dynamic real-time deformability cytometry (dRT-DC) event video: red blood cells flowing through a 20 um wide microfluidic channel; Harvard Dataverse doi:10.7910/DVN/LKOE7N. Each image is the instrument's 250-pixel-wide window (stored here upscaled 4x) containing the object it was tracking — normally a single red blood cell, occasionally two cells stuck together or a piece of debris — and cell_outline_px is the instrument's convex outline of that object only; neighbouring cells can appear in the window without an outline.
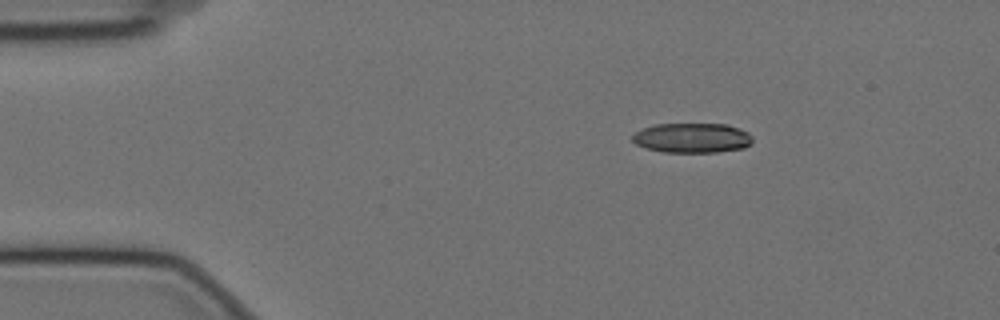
{"species": "Egyptian fruit bat (a non-hibernating species)", "species_latin": "Rousettus aegyptiacus", "temperature_condition": "cold", "stored_images_in_passage": 49, "camera_frame_rate_fps": 3000, "um_per_image_px": 0.085, "animal": {"sex": "female"}, "frame": {"image": 1, "passage_image": 1, "time_ms": 0.0, "image_size_px": [1000, 320], "cell_outline_px": [[752, 144], [744, 148], [716, 152], [664, 152], [648, 148], [636, 144], [632, 140], [632, 136], [636, 132], [644, 128], [656, 124], [728, 124], [740, 128], [748, 132], [752, 136]], "centroid_in_image_um": [58.88, 11.72], "position_along_channel_um": 26.1, "area_um2": 20.87}}
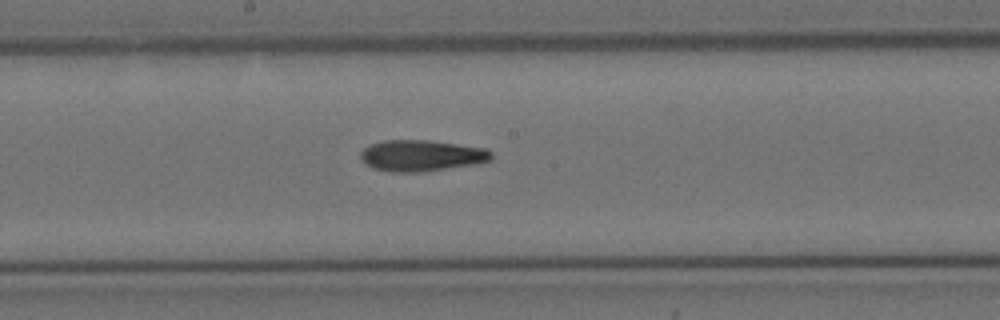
{"frame": {"image": 2, "passage_image": 22, "time_ms": 7.0, "image_size_px": [1000, 320], "cell_outline_px": [[492, 160], [480, 164], [424, 172], [392, 172], [372, 168], [360, 156], [360, 152], [364, 148], [372, 144], [384, 140], [424, 140], [488, 148], [492, 152]], "centroid_in_image_um": [35.89, 13.24], "position_along_channel_um": 212.3, "area_um2": 23.93}}
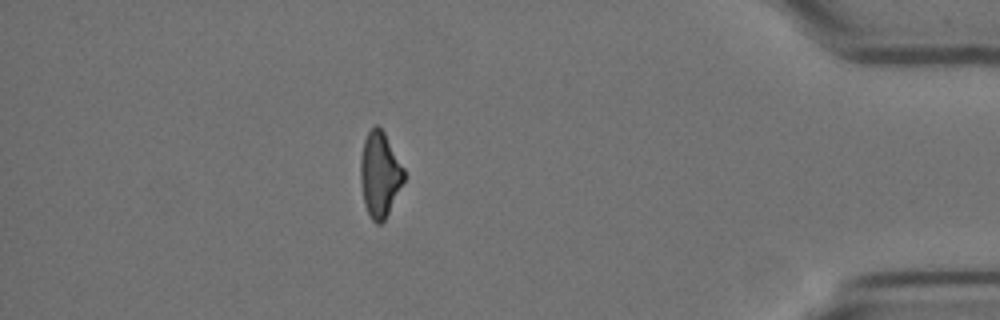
{"frame": {"image": 3, "passage_image": 42, "time_ms": 13.667, "image_size_px": [1000, 320], "cell_outline_px": [[404, 180], [384, 220], [380, 224], [376, 224], [372, 220], [364, 204], [360, 180], [360, 160], [364, 140], [368, 132], [376, 124], [384, 132], [404, 168]], "centroid_in_image_um": [32.26, 14.82], "position_along_channel_um": 402.9, "area_um2": 21.27}, "authors_computed_cell_mechanics": {"area_um2": 23.0622, "velocity_mm_per_s": 3.5268, "shape_relaxation_time_tau1_ms": 9.3941, "shape_relaxation_time_tau2_ms": null, "deformation_change_tau1": 0.243, "deformation_change_tau2": null}}